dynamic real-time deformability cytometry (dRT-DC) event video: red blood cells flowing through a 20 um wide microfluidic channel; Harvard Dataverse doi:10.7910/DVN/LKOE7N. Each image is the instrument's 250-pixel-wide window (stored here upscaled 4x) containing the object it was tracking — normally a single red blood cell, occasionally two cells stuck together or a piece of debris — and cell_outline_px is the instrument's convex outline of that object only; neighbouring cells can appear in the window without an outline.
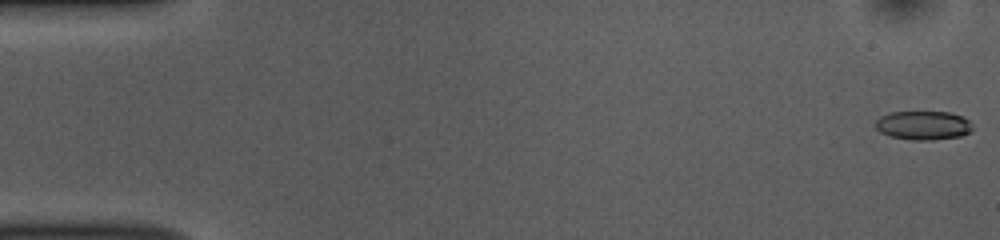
{"species": "common noctule bat (a hibernating species)", "species_latin": "Nyctalus noctula", "temperature_condition": "room temperature", "stored_images_in_passage": 52, "camera_frame_rate_fps": 3000, "um_per_image_px": 0.085, "animal": {"sex": "female", "body_mass_g": 10.0, "forearm_length_mm": 53.1}, "frame": {"image": 1, "passage_image": 1, "time_ms": 0.0, "image_size_px": [1000, 240], "cell_outline_px": [[972, 132], [960, 136], [932, 140], [916, 140], [892, 136], [880, 132], [876, 128], [876, 120], [880, 116], [888, 112], [948, 112], [964, 116], [972, 124]], "centroid_in_image_um": [78.5, 10.64], "position_along_channel_um": 6.5, "area_um2": 16.36}}
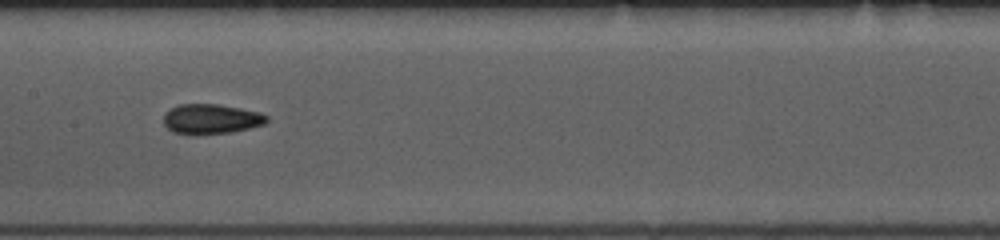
{"frame": {"image": 2, "passage_image": 26, "time_ms": 8.333, "image_size_px": [1000, 240], "cell_outline_px": [[268, 120], [264, 124], [232, 132], [192, 136], [172, 132], [164, 124], [164, 112], [180, 104], [216, 104], [240, 108], [260, 112], [268, 116]], "centroid_in_image_um": [17.92, 10.13], "position_along_channel_um": 189.5, "area_um2": 18.21}}
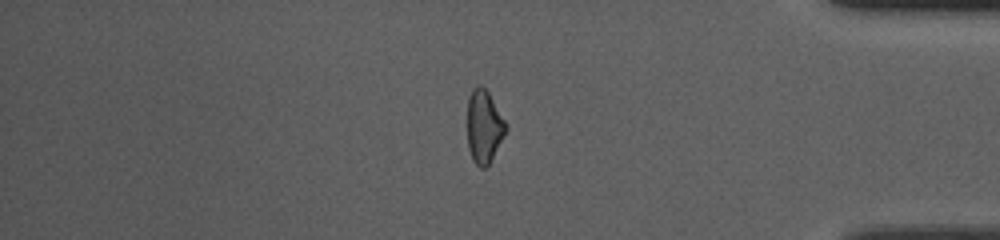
{"frame": {"image": 3, "passage_image": 44, "time_ms": 14.333, "image_size_px": [1000, 240], "cell_outline_px": [[508, 128], [504, 136], [488, 164], [484, 168], [480, 168], [472, 160], [468, 148], [468, 96], [472, 88], [476, 84], [480, 84], [488, 92], [508, 124]], "centroid_in_image_um": [41.14, 10.72], "position_along_channel_um": 394.1, "area_um2": 16.47}, "authors_computed_cell_mechanics": {"area_um2": 17.3978, "velocity_mm_per_s": 3.8722, "shape_relaxation_time_tau1_ms": 4.933, "shape_relaxation_time_tau2_ms": 2.0456, "deformation_change_tau1": 0.1399, "deformation_change_tau2": 0.0861}}